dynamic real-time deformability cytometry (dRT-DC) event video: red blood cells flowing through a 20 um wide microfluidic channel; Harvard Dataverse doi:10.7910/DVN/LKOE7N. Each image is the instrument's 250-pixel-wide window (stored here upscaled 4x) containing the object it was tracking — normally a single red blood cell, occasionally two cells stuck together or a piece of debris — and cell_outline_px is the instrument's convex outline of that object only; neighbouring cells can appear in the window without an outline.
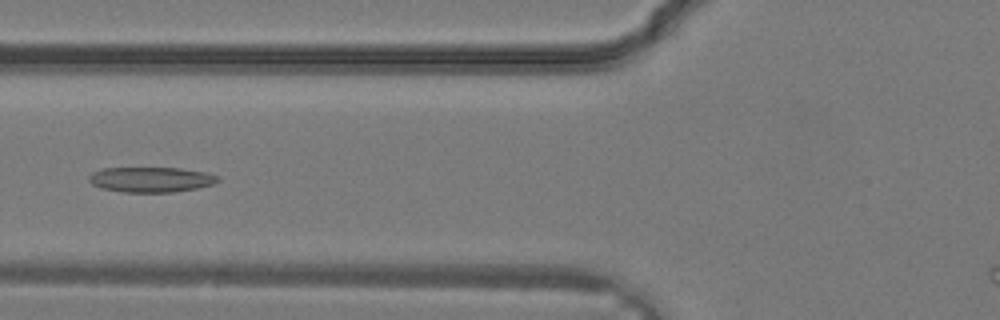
{"species": "common noctule bat (a hibernating species)", "species_latin": "Nyctalus noctula", "temperature_condition": "warm", "stored_images_in_passage": 27, "camera_frame_rate_fps": 3000, "um_per_image_px": 0.085, "animal": {"sex": "male", "body_mass_g": 19.2, "forearm_length_mm": 51.8}, "frame": {"image": 1, "passage_image": 12, "time_ms": 3.667, "image_size_px": [1000, 320], "cell_outline_px": [[220, 180], [212, 184], [196, 188], [172, 192], [124, 192], [100, 188], [92, 184], [88, 180], [88, 176], [92, 172], [104, 168], [180, 168], [204, 172], [220, 176]], "centroid_in_image_um": [12.81, 15.26], "position_along_channel_um": 113.0, "area_um2": 18.9}}
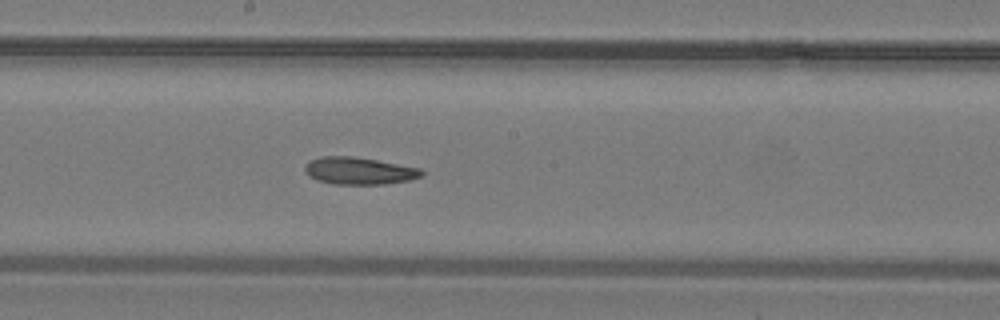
{"frame": {"image": 2, "passage_image": 17, "time_ms": 5.333, "image_size_px": [1000, 320], "cell_outline_px": [[424, 176], [408, 180], [384, 184], [332, 184], [316, 180], [308, 176], [304, 172], [304, 164], [308, 160], [320, 156], [352, 156], [376, 160], [420, 168], [424, 172]], "centroid_in_image_um": [30.46, 14.52], "position_along_channel_um": 217.7, "area_um2": 18.73}}
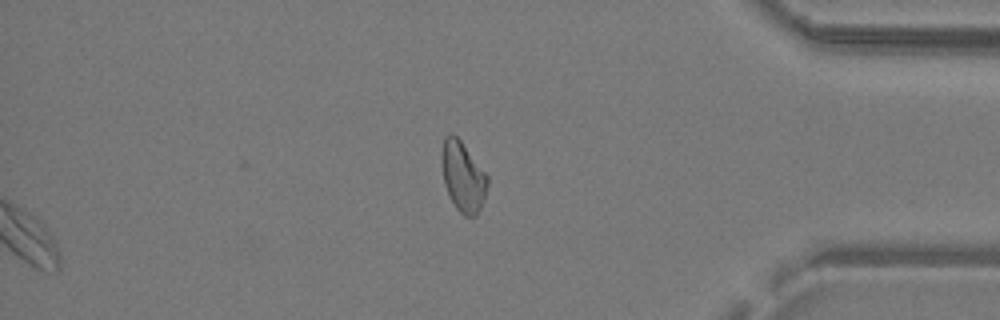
{"frame": {"image": 3, "passage_image": 27, "time_ms": 8.667, "image_size_px": [1000, 320], "cell_outline_px": [[488, 184], [480, 208], [476, 216], [464, 216], [456, 208], [444, 184], [440, 160], [440, 152], [444, 136], [448, 132], [452, 132], [460, 140], [488, 176]], "centroid_in_image_um": [39.31, 14.96], "position_along_channel_um": 395.9, "area_um2": 18.73}}